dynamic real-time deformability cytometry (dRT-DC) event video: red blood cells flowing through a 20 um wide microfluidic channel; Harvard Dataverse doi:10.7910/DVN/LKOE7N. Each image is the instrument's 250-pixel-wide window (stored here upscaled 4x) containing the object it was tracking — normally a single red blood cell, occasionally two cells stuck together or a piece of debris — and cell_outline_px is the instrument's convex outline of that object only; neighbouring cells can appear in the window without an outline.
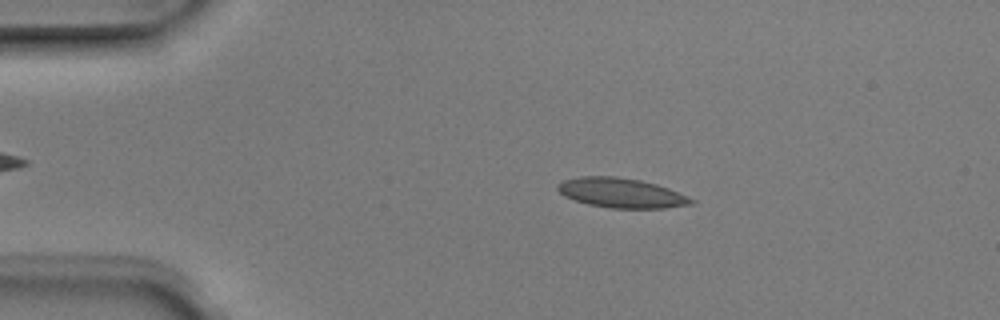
{"species": "Egyptian fruit bat (a non-hibernating species)", "species_latin": "Rousettus aegyptiacus", "temperature_condition": "room temperature", "stored_images_in_passage": 5, "camera_frame_rate_fps": 3000, "um_per_image_px": 0.085, "animal": {"sex": "male"}, "frame": {"image": 1, "passage_image": 2, "time_ms": 0.333, "image_size_px": [1000, 320], "cell_outline_px": [[696, 200], [692, 204], [664, 208], [608, 208], [588, 204], [564, 196], [556, 188], [556, 184], [560, 180], [580, 176], [616, 176], [640, 180], [656, 184], [668, 188]], "centroid_in_image_um": [52.76, 16.39], "position_along_channel_um": 32.2, "area_um2": 23.18}}
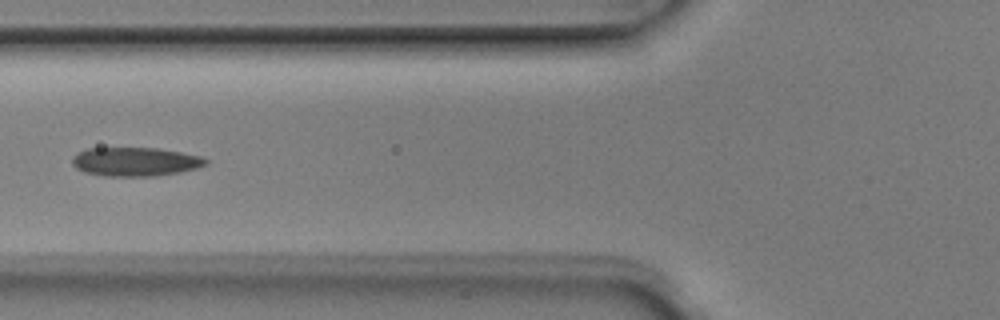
{"frame": {"image": 2, "passage_image": 4, "time_ms": 1.0, "image_size_px": [1000, 320], "cell_outline_px": [[208, 164], [200, 168], [180, 172], [152, 176], [104, 176], [84, 172], [76, 168], [72, 164], [72, 156], [88, 148], [156, 148], [180, 152], [200, 156], [208, 160]], "centroid_in_image_um": [11.51, 13.75], "position_along_channel_um": 114.3, "area_um2": 22.48}}
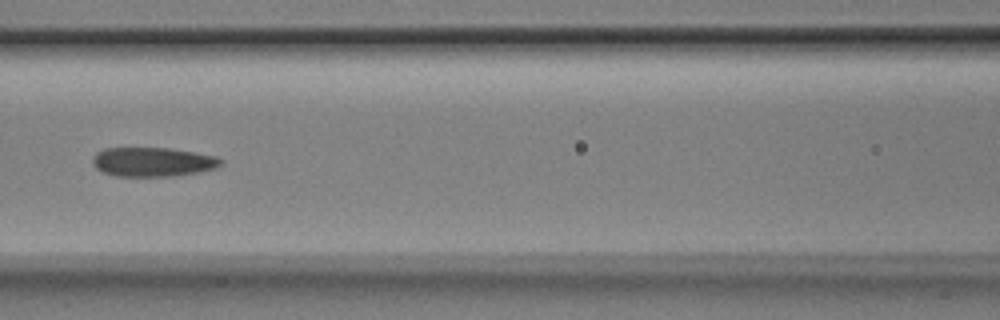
{"frame": {"image": 3, "passage_image": 5, "time_ms": 1.333, "image_size_px": [1000, 320], "cell_outline_px": [[224, 160], [216, 168], [200, 172], [172, 176], [116, 176], [104, 172], [96, 168], [92, 164], [92, 156], [96, 152], [104, 148], [172, 148], [196, 152], [216, 156]], "centroid_in_image_um": [12.98, 13.75], "position_along_channel_um": 153.6, "area_um2": 22.02}}